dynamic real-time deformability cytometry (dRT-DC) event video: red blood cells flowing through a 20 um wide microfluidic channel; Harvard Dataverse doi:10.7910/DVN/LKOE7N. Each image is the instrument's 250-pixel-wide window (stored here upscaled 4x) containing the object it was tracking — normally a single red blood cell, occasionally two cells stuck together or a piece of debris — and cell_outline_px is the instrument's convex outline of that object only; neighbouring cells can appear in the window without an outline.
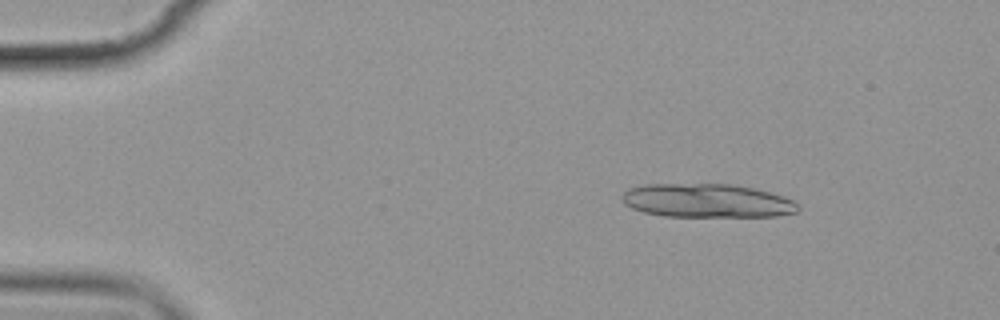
{"species": "common noctule bat (a hibernating species)", "species_latin": "Nyctalus noctula", "temperature_condition": "cold", "stored_images_in_passage": 8, "segment_of_instrument_passage": [1, 2], "camera_frame_rate_fps": 3000, "um_per_image_px": 0.085, "animal": {"sex": "female", "body_mass_g": 19.9}, "frame": {"image": 1, "passage_image": 3, "time_ms": 2.333, "image_size_px": [1000, 320], "cell_outline_px": [[800, 208], [796, 212], [776, 216], [664, 216], [644, 212], [632, 208], [624, 204], [620, 196], [628, 188], [644, 184], [732, 184], [756, 188], [772, 192], [796, 200], [800, 204]], "centroid_in_image_um": [60.13, 17.05], "position_along_channel_um": 24.9, "area_um2": 34.97}}